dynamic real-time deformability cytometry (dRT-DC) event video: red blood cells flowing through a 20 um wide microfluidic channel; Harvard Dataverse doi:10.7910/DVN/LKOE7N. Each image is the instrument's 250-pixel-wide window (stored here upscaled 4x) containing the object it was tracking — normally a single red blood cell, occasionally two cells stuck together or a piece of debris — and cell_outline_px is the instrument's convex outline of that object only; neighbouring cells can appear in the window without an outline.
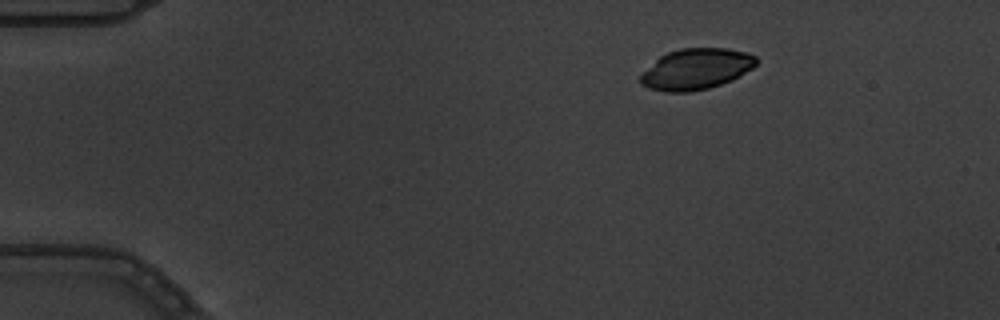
{"species": "common noctule bat (a hibernating species)", "species_latin": "Nyctalus noctula", "temperature_condition": "warm", "stored_images_in_passage": 4, "segment_of_instrument_passage": [1, 2], "camera_frame_rate_fps": 3000, "um_per_image_px": 0.085, "animal": {"sex": "male", "body_mass_g": 19.5, "forearm_length_mm": 54.6}, "frame": {"image": 1, "passage_image": 1, "time_ms": 0.0, "image_size_px": [1000, 320], "cell_outline_px": [[756, 64], [752, 68], [732, 80], [708, 88], [692, 92], [664, 92], [648, 88], [640, 84], [640, 76], [660, 56], [668, 52], [680, 48], [728, 48], [748, 52], [756, 56]], "centroid_in_image_um": [59.18, 5.87], "position_along_channel_um": 25.8, "area_um2": 27.57}}